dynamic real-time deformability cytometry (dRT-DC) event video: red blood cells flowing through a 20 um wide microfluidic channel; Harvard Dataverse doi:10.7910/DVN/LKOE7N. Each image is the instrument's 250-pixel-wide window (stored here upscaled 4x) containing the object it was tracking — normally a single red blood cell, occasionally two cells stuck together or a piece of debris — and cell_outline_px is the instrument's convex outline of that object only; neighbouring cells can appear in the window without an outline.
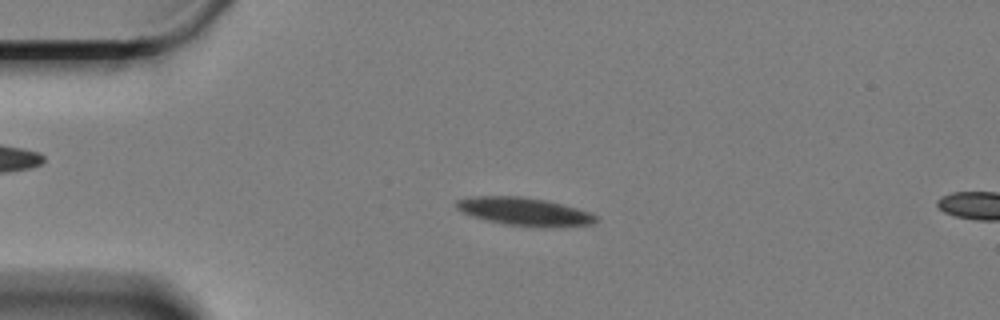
{"species": "Egyptian fruit bat (a non-hibernating species)", "species_latin": "Rousettus aegyptiacus", "temperature_condition": "cold", "stored_images_in_passage": 8, "camera_frame_rate_fps": 3000, "um_per_image_px": 0.085, "animal": {"sex": "female"}, "frame": {"image": 1, "passage_image": 5, "time_ms": 1.333, "image_size_px": [1000, 320], "cell_outline_px": [[600, 220], [592, 224], [552, 228], [540, 228], [504, 224], [472, 216], [456, 208], [456, 200], [468, 196], [520, 196], [548, 200], [576, 208], [588, 212], [596, 216]], "centroid_in_image_um": [44.6, 17.99], "position_along_channel_um": 40.4, "area_um2": 23.06}}